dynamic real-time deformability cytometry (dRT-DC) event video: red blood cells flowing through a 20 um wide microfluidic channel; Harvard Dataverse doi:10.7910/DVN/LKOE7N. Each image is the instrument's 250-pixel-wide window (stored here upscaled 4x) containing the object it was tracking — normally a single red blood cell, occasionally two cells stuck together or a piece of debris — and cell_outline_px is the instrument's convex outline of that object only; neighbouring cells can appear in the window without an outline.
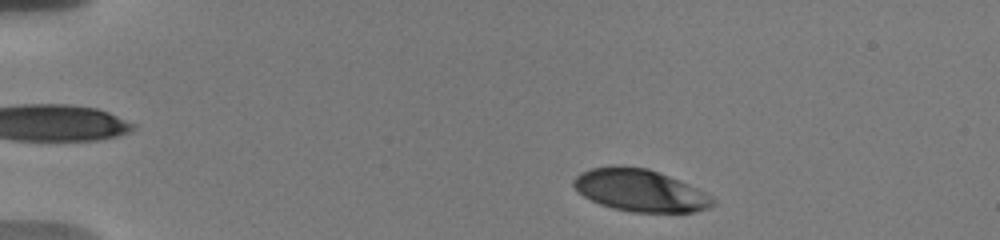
{"species": "human", "species_latin": "Homo sapiens", "temperature_condition": "warm", "stored_images_in_passage": 51, "camera_frame_rate_fps": 3000, "um_per_image_px": 0.085, "donor": {"sex": "male"}, "frame": {"image": 1, "passage_image": 3, "time_ms": 0.667, "image_size_px": [1000, 240], "cell_outline_px": [[716, 200], [712, 204], [704, 208], [692, 212], [632, 212], [612, 208], [600, 204], [584, 196], [572, 184], [572, 180], [580, 172], [592, 168], [612, 164], [648, 168], [688, 184], [704, 192]], "centroid_in_image_um": [54.35, 16.16], "position_along_channel_um": 30.7, "area_um2": 33.99}}
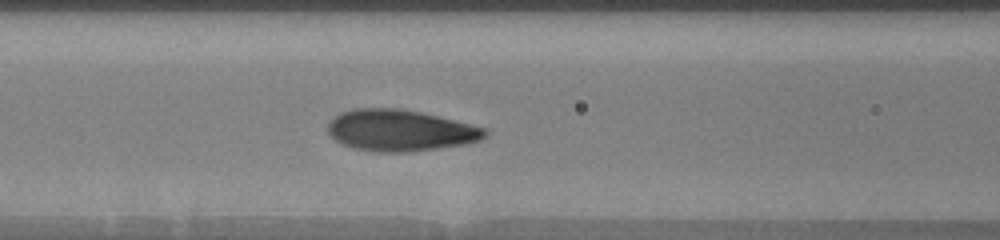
{"frame": {"image": 2, "passage_image": 18, "time_ms": 5.667, "image_size_px": [1000, 240], "cell_outline_px": [[488, 136], [480, 140], [468, 144], [408, 152], [372, 152], [352, 148], [336, 140], [328, 132], [328, 124], [336, 116], [344, 112], [356, 108], [396, 108], [420, 112], [484, 128], [488, 132]], "centroid_in_image_um": [34.02, 11.1], "position_along_channel_um": 132.6, "area_um2": 37.57}}
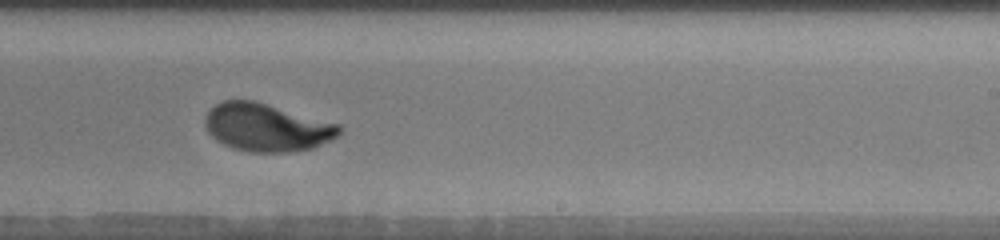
{"frame": {"image": 3, "passage_image": 34, "time_ms": 9.333, "image_size_px": [1000, 240], "cell_outline_px": [[340, 132], [332, 140], [312, 148], [292, 152], [248, 152], [232, 148], [216, 140], [208, 132], [204, 120], [208, 112], [216, 104], [224, 100], [252, 100], [340, 124]], "centroid_in_image_um": [22.66, 10.84], "position_along_channel_um": 266.3, "area_um2": 37.22}, "authors_computed_cell_mechanics": {"area_um2": 37.281, "velocity_mm_per_s": 3.6532, "shape_relaxation_time_tau1_ms": 2.8359, "shape_relaxation_time_tau2_ms": null, "deformation_change_tau1": 0.1655, "deformation_change_tau2": null}}